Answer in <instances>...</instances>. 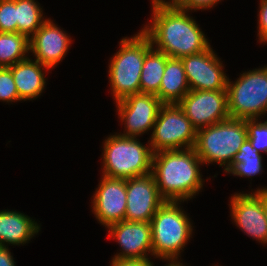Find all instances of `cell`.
<instances>
[{"mask_svg":"<svg viewBox=\"0 0 267 266\" xmlns=\"http://www.w3.org/2000/svg\"><path fill=\"white\" fill-rule=\"evenodd\" d=\"M152 4V21L141 29L155 49L168 57L183 58L206 50L209 40L184 9H168Z\"/></svg>","mask_w":267,"mask_h":266,"instance_id":"cell-1","label":"cell"},{"mask_svg":"<svg viewBox=\"0 0 267 266\" xmlns=\"http://www.w3.org/2000/svg\"><path fill=\"white\" fill-rule=\"evenodd\" d=\"M203 165L195 148L163 150L153 153L152 174L165 201H187L202 190Z\"/></svg>","mask_w":267,"mask_h":266,"instance_id":"cell-2","label":"cell"},{"mask_svg":"<svg viewBox=\"0 0 267 266\" xmlns=\"http://www.w3.org/2000/svg\"><path fill=\"white\" fill-rule=\"evenodd\" d=\"M149 37L140 30L134 37H124L109 63V83L115 102L141 93L140 76L146 53L152 48Z\"/></svg>","mask_w":267,"mask_h":266,"instance_id":"cell-3","label":"cell"},{"mask_svg":"<svg viewBox=\"0 0 267 266\" xmlns=\"http://www.w3.org/2000/svg\"><path fill=\"white\" fill-rule=\"evenodd\" d=\"M181 201H165L152 217V253L163 261H178L182 250L193 234V223Z\"/></svg>","mask_w":267,"mask_h":266,"instance_id":"cell-4","label":"cell"},{"mask_svg":"<svg viewBox=\"0 0 267 266\" xmlns=\"http://www.w3.org/2000/svg\"><path fill=\"white\" fill-rule=\"evenodd\" d=\"M102 175L110 178L130 179L152 173L153 151L139 138L119 133L109 135L103 142Z\"/></svg>","mask_w":267,"mask_h":266,"instance_id":"cell-5","label":"cell"},{"mask_svg":"<svg viewBox=\"0 0 267 266\" xmlns=\"http://www.w3.org/2000/svg\"><path fill=\"white\" fill-rule=\"evenodd\" d=\"M247 138L246 119L229 118L198 129L194 148L203 164L218 163L225 170Z\"/></svg>","mask_w":267,"mask_h":266,"instance_id":"cell-6","label":"cell"},{"mask_svg":"<svg viewBox=\"0 0 267 266\" xmlns=\"http://www.w3.org/2000/svg\"><path fill=\"white\" fill-rule=\"evenodd\" d=\"M230 118L260 119L267 113V65L243 72L235 81L227 79Z\"/></svg>","mask_w":267,"mask_h":266,"instance_id":"cell-7","label":"cell"},{"mask_svg":"<svg viewBox=\"0 0 267 266\" xmlns=\"http://www.w3.org/2000/svg\"><path fill=\"white\" fill-rule=\"evenodd\" d=\"M148 140L153 153L195 147L197 129L178 104H163Z\"/></svg>","mask_w":267,"mask_h":266,"instance_id":"cell-8","label":"cell"},{"mask_svg":"<svg viewBox=\"0 0 267 266\" xmlns=\"http://www.w3.org/2000/svg\"><path fill=\"white\" fill-rule=\"evenodd\" d=\"M178 106L197 130L230 118L227 90H190Z\"/></svg>","mask_w":267,"mask_h":266,"instance_id":"cell-9","label":"cell"},{"mask_svg":"<svg viewBox=\"0 0 267 266\" xmlns=\"http://www.w3.org/2000/svg\"><path fill=\"white\" fill-rule=\"evenodd\" d=\"M115 103L118 118L125 124V131L120 135L135 138L153 129L163 105L157 95L147 93L129 95Z\"/></svg>","mask_w":267,"mask_h":266,"instance_id":"cell-10","label":"cell"},{"mask_svg":"<svg viewBox=\"0 0 267 266\" xmlns=\"http://www.w3.org/2000/svg\"><path fill=\"white\" fill-rule=\"evenodd\" d=\"M190 90H226L224 64L211 45L204 51L181 58Z\"/></svg>","mask_w":267,"mask_h":266,"instance_id":"cell-11","label":"cell"},{"mask_svg":"<svg viewBox=\"0 0 267 266\" xmlns=\"http://www.w3.org/2000/svg\"><path fill=\"white\" fill-rule=\"evenodd\" d=\"M127 205L125 220L150 222L165 202L160 196L152 173L126 179Z\"/></svg>","mask_w":267,"mask_h":266,"instance_id":"cell-12","label":"cell"},{"mask_svg":"<svg viewBox=\"0 0 267 266\" xmlns=\"http://www.w3.org/2000/svg\"><path fill=\"white\" fill-rule=\"evenodd\" d=\"M93 195L92 212L105 228L125 220L126 180L103 176Z\"/></svg>","mask_w":267,"mask_h":266,"instance_id":"cell-13","label":"cell"},{"mask_svg":"<svg viewBox=\"0 0 267 266\" xmlns=\"http://www.w3.org/2000/svg\"><path fill=\"white\" fill-rule=\"evenodd\" d=\"M108 237L117 241L121 248L120 253L114 255L115 259L120 260H142L151 259L152 253V234L150 222H130L120 221L107 228Z\"/></svg>","mask_w":267,"mask_h":266,"instance_id":"cell-14","label":"cell"},{"mask_svg":"<svg viewBox=\"0 0 267 266\" xmlns=\"http://www.w3.org/2000/svg\"><path fill=\"white\" fill-rule=\"evenodd\" d=\"M229 206L236 226L259 243L267 244V219L261 197L256 192H237L231 196Z\"/></svg>","mask_w":267,"mask_h":266,"instance_id":"cell-15","label":"cell"},{"mask_svg":"<svg viewBox=\"0 0 267 266\" xmlns=\"http://www.w3.org/2000/svg\"><path fill=\"white\" fill-rule=\"evenodd\" d=\"M70 37L49 18L29 38V52L51 70L66 56L72 44Z\"/></svg>","mask_w":267,"mask_h":266,"instance_id":"cell-16","label":"cell"},{"mask_svg":"<svg viewBox=\"0 0 267 266\" xmlns=\"http://www.w3.org/2000/svg\"><path fill=\"white\" fill-rule=\"evenodd\" d=\"M29 57L9 67L22 101L37 99L42 94L46 86L45 80H47L44 71L50 70L39 61Z\"/></svg>","mask_w":267,"mask_h":266,"instance_id":"cell-17","label":"cell"},{"mask_svg":"<svg viewBox=\"0 0 267 266\" xmlns=\"http://www.w3.org/2000/svg\"><path fill=\"white\" fill-rule=\"evenodd\" d=\"M40 229V225L28 215L6 209L0 211V246L25 245Z\"/></svg>","mask_w":267,"mask_h":266,"instance_id":"cell-18","label":"cell"},{"mask_svg":"<svg viewBox=\"0 0 267 266\" xmlns=\"http://www.w3.org/2000/svg\"><path fill=\"white\" fill-rule=\"evenodd\" d=\"M189 91L182 60L169 57L157 94L158 98L163 104H178Z\"/></svg>","mask_w":267,"mask_h":266,"instance_id":"cell-19","label":"cell"},{"mask_svg":"<svg viewBox=\"0 0 267 266\" xmlns=\"http://www.w3.org/2000/svg\"><path fill=\"white\" fill-rule=\"evenodd\" d=\"M169 57L154 47L145 55L140 76L141 93L157 95Z\"/></svg>","mask_w":267,"mask_h":266,"instance_id":"cell-20","label":"cell"},{"mask_svg":"<svg viewBox=\"0 0 267 266\" xmlns=\"http://www.w3.org/2000/svg\"><path fill=\"white\" fill-rule=\"evenodd\" d=\"M262 159L261 153L252 147L247 138L224 171L234 176L252 178L263 172Z\"/></svg>","mask_w":267,"mask_h":266,"instance_id":"cell-21","label":"cell"},{"mask_svg":"<svg viewBox=\"0 0 267 266\" xmlns=\"http://www.w3.org/2000/svg\"><path fill=\"white\" fill-rule=\"evenodd\" d=\"M29 39L18 32H0V67H11L27 59Z\"/></svg>","mask_w":267,"mask_h":266,"instance_id":"cell-22","label":"cell"},{"mask_svg":"<svg viewBox=\"0 0 267 266\" xmlns=\"http://www.w3.org/2000/svg\"><path fill=\"white\" fill-rule=\"evenodd\" d=\"M39 5V2L35 0H16L17 32L28 39L47 20Z\"/></svg>","mask_w":267,"mask_h":266,"instance_id":"cell-23","label":"cell"},{"mask_svg":"<svg viewBox=\"0 0 267 266\" xmlns=\"http://www.w3.org/2000/svg\"><path fill=\"white\" fill-rule=\"evenodd\" d=\"M259 120L261 119H246L248 139L253 148L267 154V120Z\"/></svg>","mask_w":267,"mask_h":266,"instance_id":"cell-24","label":"cell"},{"mask_svg":"<svg viewBox=\"0 0 267 266\" xmlns=\"http://www.w3.org/2000/svg\"><path fill=\"white\" fill-rule=\"evenodd\" d=\"M0 100L7 103L22 101L9 67H0Z\"/></svg>","mask_w":267,"mask_h":266,"instance_id":"cell-25","label":"cell"},{"mask_svg":"<svg viewBox=\"0 0 267 266\" xmlns=\"http://www.w3.org/2000/svg\"><path fill=\"white\" fill-rule=\"evenodd\" d=\"M0 32H17L16 0H0Z\"/></svg>","mask_w":267,"mask_h":266,"instance_id":"cell-26","label":"cell"},{"mask_svg":"<svg viewBox=\"0 0 267 266\" xmlns=\"http://www.w3.org/2000/svg\"><path fill=\"white\" fill-rule=\"evenodd\" d=\"M258 38L267 30V0H260L258 13Z\"/></svg>","mask_w":267,"mask_h":266,"instance_id":"cell-27","label":"cell"},{"mask_svg":"<svg viewBox=\"0 0 267 266\" xmlns=\"http://www.w3.org/2000/svg\"><path fill=\"white\" fill-rule=\"evenodd\" d=\"M221 0H190V2L183 8L190 12V10H206L211 9L218 4Z\"/></svg>","mask_w":267,"mask_h":266,"instance_id":"cell-28","label":"cell"},{"mask_svg":"<svg viewBox=\"0 0 267 266\" xmlns=\"http://www.w3.org/2000/svg\"><path fill=\"white\" fill-rule=\"evenodd\" d=\"M151 259L142 260H120L112 258L110 266H153Z\"/></svg>","mask_w":267,"mask_h":266,"instance_id":"cell-29","label":"cell"},{"mask_svg":"<svg viewBox=\"0 0 267 266\" xmlns=\"http://www.w3.org/2000/svg\"><path fill=\"white\" fill-rule=\"evenodd\" d=\"M156 5L168 9H183L190 0H152Z\"/></svg>","mask_w":267,"mask_h":266,"instance_id":"cell-30","label":"cell"},{"mask_svg":"<svg viewBox=\"0 0 267 266\" xmlns=\"http://www.w3.org/2000/svg\"><path fill=\"white\" fill-rule=\"evenodd\" d=\"M15 260L7 246H0V266H16Z\"/></svg>","mask_w":267,"mask_h":266,"instance_id":"cell-31","label":"cell"},{"mask_svg":"<svg viewBox=\"0 0 267 266\" xmlns=\"http://www.w3.org/2000/svg\"><path fill=\"white\" fill-rule=\"evenodd\" d=\"M262 199L263 210L267 219V187H261L255 191Z\"/></svg>","mask_w":267,"mask_h":266,"instance_id":"cell-32","label":"cell"},{"mask_svg":"<svg viewBox=\"0 0 267 266\" xmlns=\"http://www.w3.org/2000/svg\"><path fill=\"white\" fill-rule=\"evenodd\" d=\"M167 262H169V263L166 264L165 266H186L183 263H180V261H171V260H169ZM153 266H155V265H153Z\"/></svg>","mask_w":267,"mask_h":266,"instance_id":"cell-33","label":"cell"},{"mask_svg":"<svg viewBox=\"0 0 267 266\" xmlns=\"http://www.w3.org/2000/svg\"><path fill=\"white\" fill-rule=\"evenodd\" d=\"M259 42L267 44V30L258 38Z\"/></svg>","mask_w":267,"mask_h":266,"instance_id":"cell-34","label":"cell"}]
</instances>
